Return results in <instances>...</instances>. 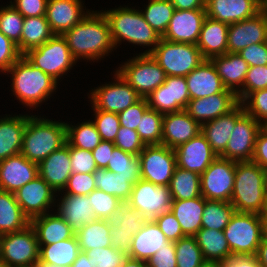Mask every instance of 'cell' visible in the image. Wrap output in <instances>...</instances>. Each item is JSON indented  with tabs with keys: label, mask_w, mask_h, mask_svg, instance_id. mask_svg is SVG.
<instances>
[{
	"label": "cell",
	"mask_w": 267,
	"mask_h": 267,
	"mask_svg": "<svg viewBox=\"0 0 267 267\" xmlns=\"http://www.w3.org/2000/svg\"><path fill=\"white\" fill-rule=\"evenodd\" d=\"M265 196L264 170L253 161L236 162L230 201L235 211L261 215Z\"/></svg>",
	"instance_id": "3"
},
{
	"label": "cell",
	"mask_w": 267,
	"mask_h": 267,
	"mask_svg": "<svg viewBox=\"0 0 267 267\" xmlns=\"http://www.w3.org/2000/svg\"><path fill=\"white\" fill-rule=\"evenodd\" d=\"M107 221L112 228H117L120 225L121 229L132 230L136 234L146 219L138 210L131 207L127 202H123Z\"/></svg>",
	"instance_id": "49"
},
{
	"label": "cell",
	"mask_w": 267,
	"mask_h": 267,
	"mask_svg": "<svg viewBox=\"0 0 267 267\" xmlns=\"http://www.w3.org/2000/svg\"><path fill=\"white\" fill-rule=\"evenodd\" d=\"M205 198L203 196L194 199L172 200L171 212L181 225L185 236H194L201 228Z\"/></svg>",
	"instance_id": "35"
},
{
	"label": "cell",
	"mask_w": 267,
	"mask_h": 267,
	"mask_svg": "<svg viewBox=\"0 0 267 267\" xmlns=\"http://www.w3.org/2000/svg\"><path fill=\"white\" fill-rule=\"evenodd\" d=\"M215 65L218 75L222 79L224 86L238 93L240 86L243 88L246 73L249 65L237 53H225L214 56L210 59ZM239 88H235L238 87Z\"/></svg>",
	"instance_id": "33"
},
{
	"label": "cell",
	"mask_w": 267,
	"mask_h": 267,
	"mask_svg": "<svg viewBox=\"0 0 267 267\" xmlns=\"http://www.w3.org/2000/svg\"><path fill=\"white\" fill-rule=\"evenodd\" d=\"M28 119V115L0 119V161L20 154Z\"/></svg>",
	"instance_id": "34"
},
{
	"label": "cell",
	"mask_w": 267,
	"mask_h": 267,
	"mask_svg": "<svg viewBox=\"0 0 267 267\" xmlns=\"http://www.w3.org/2000/svg\"><path fill=\"white\" fill-rule=\"evenodd\" d=\"M219 267H230L226 262H219Z\"/></svg>",
	"instance_id": "80"
},
{
	"label": "cell",
	"mask_w": 267,
	"mask_h": 267,
	"mask_svg": "<svg viewBox=\"0 0 267 267\" xmlns=\"http://www.w3.org/2000/svg\"><path fill=\"white\" fill-rule=\"evenodd\" d=\"M40 267H71V266H54L52 264L38 263Z\"/></svg>",
	"instance_id": "76"
},
{
	"label": "cell",
	"mask_w": 267,
	"mask_h": 267,
	"mask_svg": "<svg viewBox=\"0 0 267 267\" xmlns=\"http://www.w3.org/2000/svg\"><path fill=\"white\" fill-rule=\"evenodd\" d=\"M234 213L235 208L230 202L205 199L202 228L223 231Z\"/></svg>",
	"instance_id": "43"
},
{
	"label": "cell",
	"mask_w": 267,
	"mask_h": 267,
	"mask_svg": "<svg viewBox=\"0 0 267 267\" xmlns=\"http://www.w3.org/2000/svg\"><path fill=\"white\" fill-rule=\"evenodd\" d=\"M261 123L245 113L236 123L225 151L219 156L235 162L252 161Z\"/></svg>",
	"instance_id": "15"
},
{
	"label": "cell",
	"mask_w": 267,
	"mask_h": 267,
	"mask_svg": "<svg viewBox=\"0 0 267 267\" xmlns=\"http://www.w3.org/2000/svg\"><path fill=\"white\" fill-rule=\"evenodd\" d=\"M175 11L170 0H150L143 14L145 21L162 37Z\"/></svg>",
	"instance_id": "45"
},
{
	"label": "cell",
	"mask_w": 267,
	"mask_h": 267,
	"mask_svg": "<svg viewBox=\"0 0 267 267\" xmlns=\"http://www.w3.org/2000/svg\"><path fill=\"white\" fill-rule=\"evenodd\" d=\"M261 129L267 134V121L261 124Z\"/></svg>",
	"instance_id": "77"
},
{
	"label": "cell",
	"mask_w": 267,
	"mask_h": 267,
	"mask_svg": "<svg viewBox=\"0 0 267 267\" xmlns=\"http://www.w3.org/2000/svg\"><path fill=\"white\" fill-rule=\"evenodd\" d=\"M70 164V145L66 142L38 164V175L55 191H63L72 174Z\"/></svg>",
	"instance_id": "28"
},
{
	"label": "cell",
	"mask_w": 267,
	"mask_h": 267,
	"mask_svg": "<svg viewBox=\"0 0 267 267\" xmlns=\"http://www.w3.org/2000/svg\"><path fill=\"white\" fill-rule=\"evenodd\" d=\"M122 177H141L139 157L115 147L107 168Z\"/></svg>",
	"instance_id": "47"
},
{
	"label": "cell",
	"mask_w": 267,
	"mask_h": 267,
	"mask_svg": "<svg viewBox=\"0 0 267 267\" xmlns=\"http://www.w3.org/2000/svg\"><path fill=\"white\" fill-rule=\"evenodd\" d=\"M12 74V89L26 106H37L55 91L57 81L31 64L22 55L7 71Z\"/></svg>",
	"instance_id": "5"
},
{
	"label": "cell",
	"mask_w": 267,
	"mask_h": 267,
	"mask_svg": "<svg viewBox=\"0 0 267 267\" xmlns=\"http://www.w3.org/2000/svg\"><path fill=\"white\" fill-rule=\"evenodd\" d=\"M262 239L267 240V216H261Z\"/></svg>",
	"instance_id": "73"
},
{
	"label": "cell",
	"mask_w": 267,
	"mask_h": 267,
	"mask_svg": "<svg viewBox=\"0 0 267 267\" xmlns=\"http://www.w3.org/2000/svg\"><path fill=\"white\" fill-rule=\"evenodd\" d=\"M164 114L148 108L136 129L145 145H162V121Z\"/></svg>",
	"instance_id": "46"
},
{
	"label": "cell",
	"mask_w": 267,
	"mask_h": 267,
	"mask_svg": "<svg viewBox=\"0 0 267 267\" xmlns=\"http://www.w3.org/2000/svg\"><path fill=\"white\" fill-rule=\"evenodd\" d=\"M169 241L153 219L146 220L133 236L128 256L146 261L158 250L166 247Z\"/></svg>",
	"instance_id": "29"
},
{
	"label": "cell",
	"mask_w": 267,
	"mask_h": 267,
	"mask_svg": "<svg viewBox=\"0 0 267 267\" xmlns=\"http://www.w3.org/2000/svg\"><path fill=\"white\" fill-rule=\"evenodd\" d=\"M223 232L233 256L255 255L262 241L261 216L235 211Z\"/></svg>",
	"instance_id": "7"
},
{
	"label": "cell",
	"mask_w": 267,
	"mask_h": 267,
	"mask_svg": "<svg viewBox=\"0 0 267 267\" xmlns=\"http://www.w3.org/2000/svg\"><path fill=\"white\" fill-rule=\"evenodd\" d=\"M30 225L36 232L39 246L51 245L75 236L72 227L58 213L35 217Z\"/></svg>",
	"instance_id": "32"
},
{
	"label": "cell",
	"mask_w": 267,
	"mask_h": 267,
	"mask_svg": "<svg viewBox=\"0 0 267 267\" xmlns=\"http://www.w3.org/2000/svg\"><path fill=\"white\" fill-rule=\"evenodd\" d=\"M95 111L96 126L101 140L114 142L120 128L119 115L113 112L93 109Z\"/></svg>",
	"instance_id": "54"
},
{
	"label": "cell",
	"mask_w": 267,
	"mask_h": 267,
	"mask_svg": "<svg viewBox=\"0 0 267 267\" xmlns=\"http://www.w3.org/2000/svg\"><path fill=\"white\" fill-rule=\"evenodd\" d=\"M265 7L264 0H206L207 17L230 25L254 17Z\"/></svg>",
	"instance_id": "20"
},
{
	"label": "cell",
	"mask_w": 267,
	"mask_h": 267,
	"mask_svg": "<svg viewBox=\"0 0 267 267\" xmlns=\"http://www.w3.org/2000/svg\"><path fill=\"white\" fill-rule=\"evenodd\" d=\"M117 82L100 86L91 92L92 108L119 114L142 97L116 72Z\"/></svg>",
	"instance_id": "14"
},
{
	"label": "cell",
	"mask_w": 267,
	"mask_h": 267,
	"mask_svg": "<svg viewBox=\"0 0 267 267\" xmlns=\"http://www.w3.org/2000/svg\"><path fill=\"white\" fill-rule=\"evenodd\" d=\"M252 161L267 170V134L261 129L256 137Z\"/></svg>",
	"instance_id": "66"
},
{
	"label": "cell",
	"mask_w": 267,
	"mask_h": 267,
	"mask_svg": "<svg viewBox=\"0 0 267 267\" xmlns=\"http://www.w3.org/2000/svg\"><path fill=\"white\" fill-rule=\"evenodd\" d=\"M95 188L114 195L122 202H127L132 193L133 185L139 177H122L108 169L97 168L93 172Z\"/></svg>",
	"instance_id": "38"
},
{
	"label": "cell",
	"mask_w": 267,
	"mask_h": 267,
	"mask_svg": "<svg viewBox=\"0 0 267 267\" xmlns=\"http://www.w3.org/2000/svg\"><path fill=\"white\" fill-rule=\"evenodd\" d=\"M30 220L24 215L14 193L0 190V235L24 230Z\"/></svg>",
	"instance_id": "37"
},
{
	"label": "cell",
	"mask_w": 267,
	"mask_h": 267,
	"mask_svg": "<svg viewBox=\"0 0 267 267\" xmlns=\"http://www.w3.org/2000/svg\"><path fill=\"white\" fill-rule=\"evenodd\" d=\"M38 164L21 153L0 161V190L15 193L38 175Z\"/></svg>",
	"instance_id": "23"
},
{
	"label": "cell",
	"mask_w": 267,
	"mask_h": 267,
	"mask_svg": "<svg viewBox=\"0 0 267 267\" xmlns=\"http://www.w3.org/2000/svg\"><path fill=\"white\" fill-rule=\"evenodd\" d=\"M201 132V126L184 109L167 113L162 121V145L175 149Z\"/></svg>",
	"instance_id": "24"
},
{
	"label": "cell",
	"mask_w": 267,
	"mask_h": 267,
	"mask_svg": "<svg viewBox=\"0 0 267 267\" xmlns=\"http://www.w3.org/2000/svg\"><path fill=\"white\" fill-rule=\"evenodd\" d=\"M134 235L132 230L121 229L120 225L117 228L110 227L111 246L128 254Z\"/></svg>",
	"instance_id": "65"
},
{
	"label": "cell",
	"mask_w": 267,
	"mask_h": 267,
	"mask_svg": "<svg viewBox=\"0 0 267 267\" xmlns=\"http://www.w3.org/2000/svg\"><path fill=\"white\" fill-rule=\"evenodd\" d=\"M91 207L96 219L107 220L123 203L117 197L107 194L99 189L93 190L89 195Z\"/></svg>",
	"instance_id": "52"
},
{
	"label": "cell",
	"mask_w": 267,
	"mask_h": 267,
	"mask_svg": "<svg viewBox=\"0 0 267 267\" xmlns=\"http://www.w3.org/2000/svg\"><path fill=\"white\" fill-rule=\"evenodd\" d=\"M239 103L237 93L222 91L212 96L191 99L185 110L201 126L206 121L208 122L227 114Z\"/></svg>",
	"instance_id": "22"
},
{
	"label": "cell",
	"mask_w": 267,
	"mask_h": 267,
	"mask_svg": "<svg viewBox=\"0 0 267 267\" xmlns=\"http://www.w3.org/2000/svg\"><path fill=\"white\" fill-rule=\"evenodd\" d=\"M148 108L147 99L141 98L138 102L118 114L120 126L136 130L144 112Z\"/></svg>",
	"instance_id": "60"
},
{
	"label": "cell",
	"mask_w": 267,
	"mask_h": 267,
	"mask_svg": "<svg viewBox=\"0 0 267 267\" xmlns=\"http://www.w3.org/2000/svg\"><path fill=\"white\" fill-rule=\"evenodd\" d=\"M115 147L113 142L102 140L100 144L92 150L93 158L98 168H107L108 161Z\"/></svg>",
	"instance_id": "67"
},
{
	"label": "cell",
	"mask_w": 267,
	"mask_h": 267,
	"mask_svg": "<svg viewBox=\"0 0 267 267\" xmlns=\"http://www.w3.org/2000/svg\"><path fill=\"white\" fill-rule=\"evenodd\" d=\"M177 267H199L205 259L194 236H185L175 242Z\"/></svg>",
	"instance_id": "48"
},
{
	"label": "cell",
	"mask_w": 267,
	"mask_h": 267,
	"mask_svg": "<svg viewBox=\"0 0 267 267\" xmlns=\"http://www.w3.org/2000/svg\"><path fill=\"white\" fill-rule=\"evenodd\" d=\"M226 263L230 267H262L255 255L232 256Z\"/></svg>",
	"instance_id": "68"
},
{
	"label": "cell",
	"mask_w": 267,
	"mask_h": 267,
	"mask_svg": "<svg viewBox=\"0 0 267 267\" xmlns=\"http://www.w3.org/2000/svg\"><path fill=\"white\" fill-rule=\"evenodd\" d=\"M264 181H265V188L267 192V170L264 171Z\"/></svg>",
	"instance_id": "78"
},
{
	"label": "cell",
	"mask_w": 267,
	"mask_h": 267,
	"mask_svg": "<svg viewBox=\"0 0 267 267\" xmlns=\"http://www.w3.org/2000/svg\"><path fill=\"white\" fill-rule=\"evenodd\" d=\"M153 220L169 241L177 242L179 239L185 237L179 221L176 219L171 210L156 216Z\"/></svg>",
	"instance_id": "59"
},
{
	"label": "cell",
	"mask_w": 267,
	"mask_h": 267,
	"mask_svg": "<svg viewBox=\"0 0 267 267\" xmlns=\"http://www.w3.org/2000/svg\"><path fill=\"white\" fill-rule=\"evenodd\" d=\"M80 251L85 252L93 248H103L111 246L110 226L107 220L95 219L75 234Z\"/></svg>",
	"instance_id": "42"
},
{
	"label": "cell",
	"mask_w": 267,
	"mask_h": 267,
	"mask_svg": "<svg viewBox=\"0 0 267 267\" xmlns=\"http://www.w3.org/2000/svg\"><path fill=\"white\" fill-rule=\"evenodd\" d=\"M54 192L56 191L37 175L14 194L22 212L31 221L33 218L47 213L55 201Z\"/></svg>",
	"instance_id": "18"
},
{
	"label": "cell",
	"mask_w": 267,
	"mask_h": 267,
	"mask_svg": "<svg viewBox=\"0 0 267 267\" xmlns=\"http://www.w3.org/2000/svg\"><path fill=\"white\" fill-rule=\"evenodd\" d=\"M127 203L149 220L169 211L172 197L169 186L154 185L152 182L139 179L133 185Z\"/></svg>",
	"instance_id": "13"
},
{
	"label": "cell",
	"mask_w": 267,
	"mask_h": 267,
	"mask_svg": "<svg viewBox=\"0 0 267 267\" xmlns=\"http://www.w3.org/2000/svg\"><path fill=\"white\" fill-rule=\"evenodd\" d=\"M194 237L205 261L226 262L233 256L223 231L201 228Z\"/></svg>",
	"instance_id": "36"
},
{
	"label": "cell",
	"mask_w": 267,
	"mask_h": 267,
	"mask_svg": "<svg viewBox=\"0 0 267 267\" xmlns=\"http://www.w3.org/2000/svg\"><path fill=\"white\" fill-rule=\"evenodd\" d=\"M71 267H94V265L91 264L90 258H88L85 253L81 252Z\"/></svg>",
	"instance_id": "71"
},
{
	"label": "cell",
	"mask_w": 267,
	"mask_h": 267,
	"mask_svg": "<svg viewBox=\"0 0 267 267\" xmlns=\"http://www.w3.org/2000/svg\"><path fill=\"white\" fill-rule=\"evenodd\" d=\"M260 216H267V192L264 201V207Z\"/></svg>",
	"instance_id": "75"
},
{
	"label": "cell",
	"mask_w": 267,
	"mask_h": 267,
	"mask_svg": "<svg viewBox=\"0 0 267 267\" xmlns=\"http://www.w3.org/2000/svg\"><path fill=\"white\" fill-rule=\"evenodd\" d=\"M113 143L117 148L136 156H138L146 146L140 139L136 130L128 129L123 126H120Z\"/></svg>",
	"instance_id": "56"
},
{
	"label": "cell",
	"mask_w": 267,
	"mask_h": 267,
	"mask_svg": "<svg viewBox=\"0 0 267 267\" xmlns=\"http://www.w3.org/2000/svg\"><path fill=\"white\" fill-rule=\"evenodd\" d=\"M66 142V123L31 115L23 133L20 153L29 161L39 164Z\"/></svg>",
	"instance_id": "2"
},
{
	"label": "cell",
	"mask_w": 267,
	"mask_h": 267,
	"mask_svg": "<svg viewBox=\"0 0 267 267\" xmlns=\"http://www.w3.org/2000/svg\"><path fill=\"white\" fill-rule=\"evenodd\" d=\"M110 26L114 46L122 40L136 45L152 46L149 54L158 45L161 36L145 21L141 11L128 7L103 12Z\"/></svg>",
	"instance_id": "4"
},
{
	"label": "cell",
	"mask_w": 267,
	"mask_h": 267,
	"mask_svg": "<svg viewBox=\"0 0 267 267\" xmlns=\"http://www.w3.org/2000/svg\"><path fill=\"white\" fill-rule=\"evenodd\" d=\"M94 267H121L125 259L128 257L123 251L117 248L97 247L84 252Z\"/></svg>",
	"instance_id": "51"
},
{
	"label": "cell",
	"mask_w": 267,
	"mask_h": 267,
	"mask_svg": "<svg viewBox=\"0 0 267 267\" xmlns=\"http://www.w3.org/2000/svg\"><path fill=\"white\" fill-rule=\"evenodd\" d=\"M265 88H267V65L249 67L243 88L238 90V100L241 103L250 93Z\"/></svg>",
	"instance_id": "53"
},
{
	"label": "cell",
	"mask_w": 267,
	"mask_h": 267,
	"mask_svg": "<svg viewBox=\"0 0 267 267\" xmlns=\"http://www.w3.org/2000/svg\"><path fill=\"white\" fill-rule=\"evenodd\" d=\"M66 139L70 146L88 151L94 150L102 141L93 121L77 126L66 123Z\"/></svg>",
	"instance_id": "44"
},
{
	"label": "cell",
	"mask_w": 267,
	"mask_h": 267,
	"mask_svg": "<svg viewBox=\"0 0 267 267\" xmlns=\"http://www.w3.org/2000/svg\"><path fill=\"white\" fill-rule=\"evenodd\" d=\"M148 267H177L175 242H170L166 247L158 250L147 260Z\"/></svg>",
	"instance_id": "63"
},
{
	"label": "cell",
	"mask_w": 267,
	"mask_h": 267,
	"mask_svg": "<svg viewBox=\"0 0 267 267\" xmlns=\"http://www.w3.org/2000/svg\"><path fill=\"white\" fill-rule=\"evenodd\" d=\"M121 267H148L147 262L131 257H127Z\"/></svg>",
	"instance_id": "72"
},
{
	"label": "cell",
	"mask_w": 267,
	"mask_h": 267,
	"mask_svg": "<svg viewBox=\"0 0 267 267\" xmlns=\"http://www.w3.org/2000/svg\"><path fill=\"white\" fill-rule=\"evenodd\" d=\"M172 200H185L200 197V174L176 166L169 184Z\"/></svg>",
	"instance_id": "41"
},
{
	"label": "cell",
	"mask_w": 267,
	"mask_h": 267,
	"mask_svg": "<svg viewBox=\"0 0 267 267\" xmlns=\"http://www.w3.org/2000/svg\"><path fill=\"white\" fill-rule=\"evenodd\" d=\"M70 165L72 173H93L98 167L92 151L70 146Z\"/></svg>",
	"instance_id": "57"
},
{
	"label": "cell",
	"mask_w": 267,
	"mask_h": 267,
	"mask_svg": "<svg viewBox=\"0 0 267 267\" xmlns=\"http://www.w3.org/2000/svg\"><path fill=\"white\" fill-rule=\"evenodd\" d=\"M174 151L178 167L200 175L218 157L201 132L186 143L176 147Z\"/></svg>",
	"instance_id": "21"
},
{
	"label": "cell",
	"mask_w": 267,
	"mask_h": 267,
	"mask_svg": "<svg viewBox=\"0 0 267 267\" xmlns=\"http://www.w3.org/2000/svg\"><path fill=\"white\" fill-rule=\"evenodd\" d=\"M206 16V9H175L168 27L161 38L172 42L196 45Z\"/></svg>",
	"instance_id": "19"
},
{
	"label": "cell",
	"mask_w": 267,
	"mask_h": 267,
	"mask_svg": "<svg viewBox=\"0 0 267 267\" xmlns=\"http://www.w3.org/2000/svg\"><path fill=\"white\" fill-rule=\"evenodd\" d=\"M0 267H12L8 263L0 260Z\"/></svg>",
	"instance_id": "79"
},
{
	"label": "cell",
	"mask_w": 267,
	"mask_h": 267,
	"mask_svg": "<svg viewBox=\"0 0 267 267\" xmlns=\"http://www.w3.org/2000/svg\"><path fill=\"white\" fill-rule=\"evenodd\" d=\"M21 56L17 44L0 31V70L6 73Z\"/></svg>",
	"instance_id": "61"
},
{
	"label": "cell",
	"mask_w": 267,
	"mask_h": 267,
	"mask_svg": "<svg viewBox=\"0 0 267 267\" xmlns=\"http://www.w3.org/2000/svg\"><path fill=\"white\" fill-rule=\"evenodd\" d=\"M26 59L58 81L75 63L66 40L54 34L47 42L24 54Z\"/></svg>",
	"instance_id": "8"
},
{
	"label": "cell",
	"mask_w": 267,
	"mask_h": 267,
	"mask_svg": "<svg viewBox=\"0 0 267 267\" xmlns=\"http://www.w3.org/2000/svg\"><path fill=\"white\" fill-rule=\"evenodd\" d=\"M57 207V213L72 227L75 234L81 231L85 224L96 219L87 195L64 194Z\"/></svg>",
	"instance_id": "31"
},
{
	"label": "cell",
	"mask_w": 267,
	"mask_h": 267,
	"mask_svg": "<svg viewBox=\"0 0 267 267\" xmlns=\"http://www.w3.org/2000/svg\"><path fill=\"white\" fill-rule=\"evenodd\" d=\"M255 257L262 267H267V240L262 239L257 248Z\"/></svg>",
	"instance_id": "70"
},
{
	"label": "cell",
	"mask_w": 267,
	"mask_h": 267,
	"mask_svg": "<svg viewBox=\"0 0 267 267\" xmlns=\"http://www.w3.org/2000/svg\"><path fill=\"white\" fill-rule=\"evenodd\" d=\"M53 35L46 15L24 18L21 40L17 44L18 50L24 55L47 42Z\"/></svg>",
	"instance_id": "40"
},
{
	"label": "cell",
	"mask_w": 267,
	"mask_h": 267,
	"mask_svg": "<svg viewBox=\"0 0 267 267\" xmlns=\"http://www.w3.org/2000/svg\"><path fill=\"white\" fill-rule=\"evenodd\" d=\"M228 29V24L206 16L196 44L205 59L227 53Z\"/></svg>",
	"instance_id": "30"
},
{
	"label": "cell",
	"mask_w": 267,
	"mask_h": 267,
	"mask_svg": "<svg viewBox=\"0 0 267 267\" xmlns=\"http://www.w3.org/2000/svg\"><path fill=\"white\" fill-rule=\"evenodd\" d=\"M267 41V7L254 17L231 23L227 36V52L238 53L254 43Z\"/></svg>",
	"instance_id": "17"
},
{
	"label": "cell",
	"mask_w": 267,
	"mask_h": 267,
	"mask_svg": "<svg viewBox=\"0 0 267 267\" xmlns=\"http://www.w3.org/2000/svg\"><path fill=\"white\" fill-rule=\"evenodd\" d=\"M175 9L194 10L206 9V0H170Z\"/></svg>",
	"instance_id": "69"
},
{
	"label": "cell",
	"mask_w": 267,
	"mask_h": 267,
	"mask_svg": "<svg viewBox=\"0 0 267 267\" xmlns=\"http://www.w3.org/2000/svg\"><path fill=\"white\" fill-rule=\"evenodd\" d=\"M39 250L37 235L31 225L18 232L0 235V260L12 267L38 264Z\"/></svg>",
	"instance_id": "10"
},
{
	"label": "cell",
	"mask_w": 267,
	"mask_h": 267,
	"mask_svg": "<svg viewBox=\"0 0 267 267\" xmlns=\"http://www.w3.org/2000/svg\"><path fill=\"white\" fill-rule=\"evenodd\" d=\"M191 99H199L212 96L227 89L215 65L210 59H206L185 77Z\"/></svg>",
	"instance_id": "25"
},
{
	"label": "cell",
	"mask_w": 267,
	"mask_h": 267,
	"mask_svg": "<svg viewBox=\"0 0 267 267\" xmlns=\"http://www.w3.org/2000/svg\"><path fill=\"white\" fill-rule=\"evenodd\" d=\"M236 162L217 157L200 175L201 195L206 200L230 202L234 189Z\"/></svg>",
	"instance_id": "12"
},
{
	"label": "cell",
	"mask_w": 267,
	"mask_h": 267,
	"mask_svg": "<svg viewBox=\"0 0 267 267\" xmlns=\"http://www.w3.org/2000/svg\"><path fill=\"white\" fill-rule=\"evenodd\" d=\"M167 76L186 77L206 59L195 44L160 39L149 53Z\"/></svg>",
	"instance_id": "6"
},
{
	"label": "cell",
	"mask_w": 267,
	"mask_h": 267,
	"mask_svg": "<svg viewBox=\"0 0 267 267\" xmlns=\"http://www.w3.org/2000/svg\"><path fill=\"white\" fill-rule=\"evenodd\" d=\"M64 189L65 194L89 195L96 189L93 173H72Z\"/></svg>",
	"instance_id": "58"
},
{
	"label": "cell",
	"mask_w": 267,
	"mask_h": 267,
	"mask_svg": "<svg viewBox=\"0 0 267 267\" xmlns=\"http://www.w3.org/2000/svg\"><path fill=\"white\" fill-rule=\"evenodd\" d=\"M241 104L245 113L252 116L256 121L261 124L262 119L264 122L267 121V88L250 93Z\"/></svg>",
	"instance_id": "55"
},
{
	"label": "cell",
	"mask_w": 267,
	"mask_h": 267,
	"mask_svg": "<svg viewBox=\"0 0 267 267\" xmlns=\"http://www.w3.org/2000/svg\"><path fill=\"white\" fill-rule=\"evenodd\" d=\"M149 108L167 114L187 108L190 94L184 76H167L147 98Z\"/></svg>",
	"instance_id": "16"
},
{
	"label": "cell",
	"mask_w": 267,
	"mask_h": 267,
	"mask_svg": "<svg viewBox=\"0 0 267 267\" xmlns=\"http://www.w3.org/2000/svg\"><path fill=\"white\" fill-rule=\"evenodd\" d=\"M199 267H219L218 261H204Z\"/></svg>",
	"instance_id": "74"
},
{
	"label": "cell",
	"mask_w": 267,
	"mask_h": 267,
	"mask_svg": "<svg viewBox=\"0 0 267 267\" xmlns=\"http://www.w3.org/2000/svg\"><path fill=\"white\" fill-rule=\"evenodd\" d=\"M16 3L11 5L23 15L27 17H39L46 15L48 0H15Z\"/></svg>",
	"instance_id": "64"
},
{
	"label": "cell",
	"mask_w": 267,
	"mask_h": 267,
	"mask_svg": "<svg viewBox=\"0 0 267 267\" xmlns=\"http://www.w3.org/2000/svg\"><path fill=\"white\" fill-rule=\"evenodd\" d=\"M81 3V0H48L46 18L54 34L62 35L87 16Z\"/></svg>",
	"instance_id": "27"
},
{
	"label": "cell",
	"mask_w": 267,
	"mask_h": 267,
	"mask_svg": "<svg viewBox=\"0 0 267 267\" xmlns=\"http://www.w3.org/2000/svg\"><path fill=\"white\" fill-rule=\"evenodd\" d=\"M119 68L117 72L142 98H147L167 77L150 54L141 53Z\"/></svg>",
	"instance_id": "9"
},
{
	"label": "cell",
	"mask_w": 267,
	"mask_h": 267,
	"mask_svg": "<svg viewBox=\"0 0 267 267\" xmlns=\"http://www.w3.org/2000/svg\"><path fill=\"white\" fill-rule=\"evenodd\" d=\"M141 177L154 185L169 186L177 166L174 149L164 145H146L138 155Z\"/></svg>",
	"instance_id": "11"
},
{
	"label": "cell",
	"mask_w": 267,
	"mask_h": 267,
	"mask_svg": "<svg viewBox=\"0 0 267 267\" xmlns=\"http://www.w3.org/2000/svg\"><path fill=\"white\" fill-rule=\"evenodd\" d=\"M24 17L12 5L0 9V31L18 44L21 40Z\"/></svg>",
	"instance_id": "50"
},
{
	"label": "cell",
	"mask_w": 267,
	"mask_h": 267,
	"mask_svg": "<svg viewBox=\"0 0 267 267\" xmlns=\"http://www.w3.org/2000/svg\"><path fill=\"white\" fill-rule=\"evenodd\" d=\"M237 54L248 63L249 67L267 65V41L249 45Z\"/></svg>",
	"instance_id": "62"
},
{
	"label": "cell",
	"mask_w": 267,
	"mask_h": 267,
	"mask_svg": "<svg viewBox=\"0 0 267 267\" xmlns=\"http://www.w3.org/2000/svg\"><path fill=\"white\" fill-rule=\"evenodd\" d=\"M87 16L62 34L73 58L98 60L115 47L110 26L103 12H86Z\"/></svg>",
	"instance_id": "1"
},
{
	"label": "cell",
	"mask_w": 267,
	"mask_h": 267,
	"mask_svg": "<svg viewBox=\"0 0 267 267\" xmlns=\"http://www.w3.org/2000/svg\"><path fill=\"white\" fill-rule=\"evenodd\" d=\"M39 262L54 266H71L81 253L76 235L70 239L39 246Z\"/></svg>",
	"instance_id": "39"
},
{
	"label": "cell",
	"mask_w": 267,
	"mask_h": 267,
	"mask_svg": "<svg viewBox=\"0 0 267 267\" xmlns=\"http://www.w3.org/2000/svg\"><path fill=\"white\" fill-rule=\"evenodd\" d=\"M244 114V107L239 103L227 114L221 115L201 125V133L207 139L210 147L218 157L225 151L235 123Z\"/></svg>",
	"instance_id": "26"
}]
</instances>
